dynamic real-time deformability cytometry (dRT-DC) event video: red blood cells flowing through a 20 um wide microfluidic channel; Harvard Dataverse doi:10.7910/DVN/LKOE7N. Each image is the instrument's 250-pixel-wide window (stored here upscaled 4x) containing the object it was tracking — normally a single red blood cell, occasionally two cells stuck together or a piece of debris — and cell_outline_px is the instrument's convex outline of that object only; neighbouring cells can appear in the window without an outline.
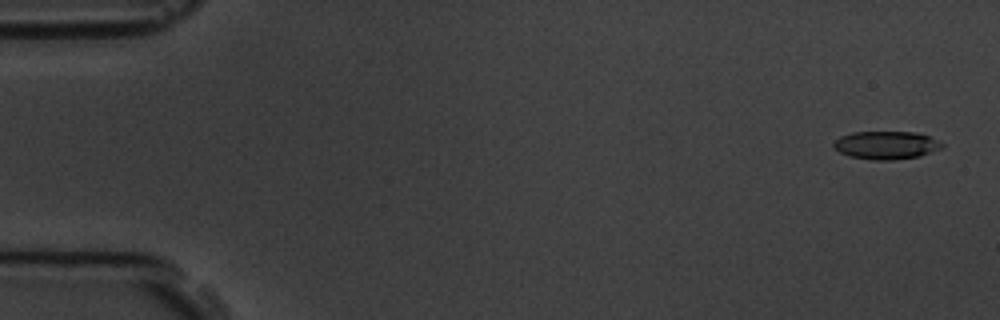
{"species": "common noctule bat (a hibernating species)", "species_latin": "Nyctalus noctula", "temperature_condition": "room temperature", "stored_images_in_passage": 5, "camera_frame_rate_fps": 3000, "um_per_image_px": 0.085, "animal": {"sex": "male", "body_mass_g": 19.5, "forearm_length_mm": 54.6}, "frame": {"image": 1, "passage_image": 1, "time_ms": 0.0, "image_size_px": [1000, 320], "cell_outline_px": [[944, 148], [920, 156], [892, 160], [872, 160], [848, 156], [840, 152], [832, 144], [840, 136], [852, 132], [916, 132], [940, 140], [944, 144]], "centroid_in_image_um": [75.36, 12.34], "position_along_channel_um": 9.6, "area_um2": 17.86}}
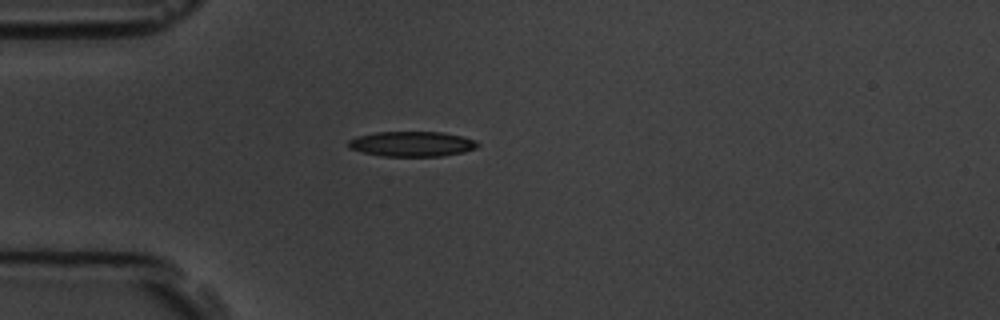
{"frame": {"image": 2, "passage_image": 5, "time_ms": 4.333, "image_size_px": [1000, 320], "cell_outline_px": [[480, 144], [476, 148], [464, 152], [440, 156], [384, 156], [364, 152], [348, 148], [348, 140], [356, 136], [376, 132], [444, 132], [476, 140]], "centroid_in_image_um": [35.02, 12.23], "position_along_channel_um": 50.0, "area_um2": 18.9}}